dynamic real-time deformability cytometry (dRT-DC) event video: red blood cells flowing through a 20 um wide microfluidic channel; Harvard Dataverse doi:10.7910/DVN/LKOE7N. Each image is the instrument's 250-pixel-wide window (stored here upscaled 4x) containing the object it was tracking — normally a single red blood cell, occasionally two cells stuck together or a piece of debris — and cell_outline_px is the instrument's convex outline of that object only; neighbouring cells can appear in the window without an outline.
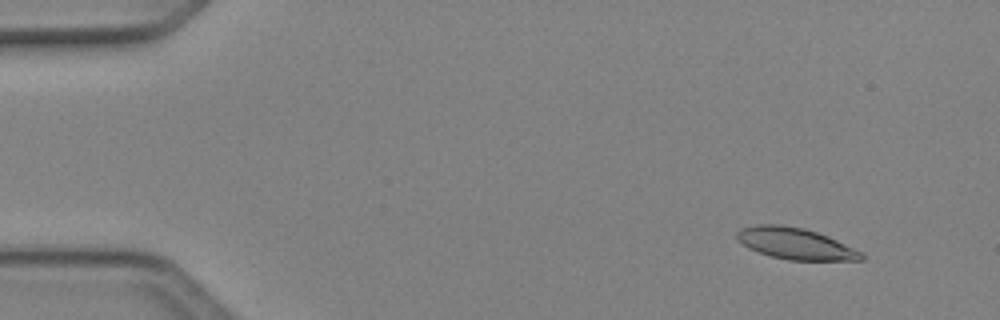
{"species": "Egyptian fruit bat (a non-hibernating species)", "species_latin": "Rousettus aegyptiacus", "temperature_condition": "cold", "stored_images_in_passage": 51, "segment_of_instrument_passage": [1, 2], "camera_frame_rate_fps": 3000, "um_per_image_px": 0.085, "animal": {"sex": "female"}, "frame": {"image": 1, "passage_image": 5, "time_ms": 1.333, "image_size_px": [1000, 320], "cell_outline_px": [[864, 260], [788, 260], [772, 256], [748, 248], [736, 240], [736, 232], [740, 228], [756, 224], [780, 224], [804, 228], [828, 236], [864, 252]], "centroid_in_image_um": [67.6, 20.69], "position_along_channel_um": 17.4, "area_um2": 22.95}}
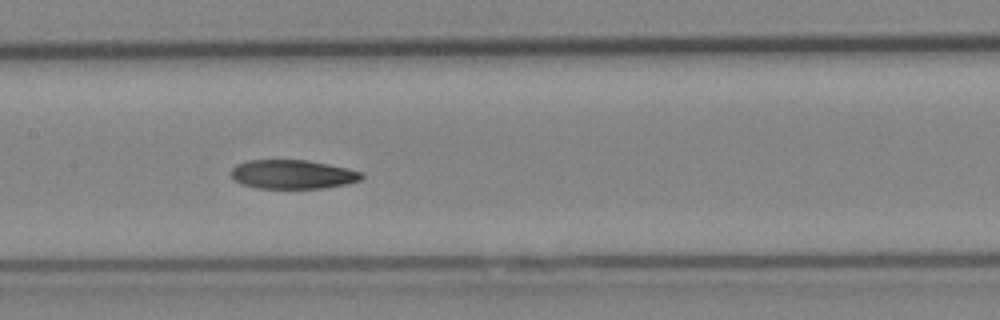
{"frame": {"image": 2, "passage_image": 25, "time_ms": 8.0, "image_size_px": [1000, 320], "cell_outline_px": [[364, 176], [360, 180], [344, 184], [324, 188], [256, 188], [240, 184], [232, 176], [232, 168], [236, 164], [248, 160], [308, 160], [348, 168], [360, 172]], "centroid_in_image_um": [24.85, 14.82], "position_along_channel_um": 182.5, "area_um2": 21.96}}
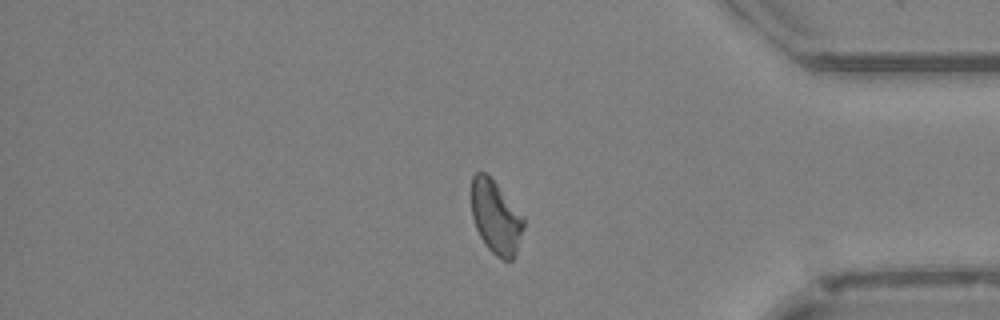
{"frame": {"image": 3, "passage_image": 42, "time_ms": 13.667, "image_size_px": [1000, 320], "cell_outline_px": [[524, 228], [516, 252], [512, 260], [504, 260], [496, 256], [484, 244], [476, 228], [472, 216], [472, 176], [476, 172], [484, 172], [496, 184], [524, 216]], "centroid_in_image_um": [42.15, 18.49], "position_along_channel_um": 393.1, "area_um2": 22.08}}